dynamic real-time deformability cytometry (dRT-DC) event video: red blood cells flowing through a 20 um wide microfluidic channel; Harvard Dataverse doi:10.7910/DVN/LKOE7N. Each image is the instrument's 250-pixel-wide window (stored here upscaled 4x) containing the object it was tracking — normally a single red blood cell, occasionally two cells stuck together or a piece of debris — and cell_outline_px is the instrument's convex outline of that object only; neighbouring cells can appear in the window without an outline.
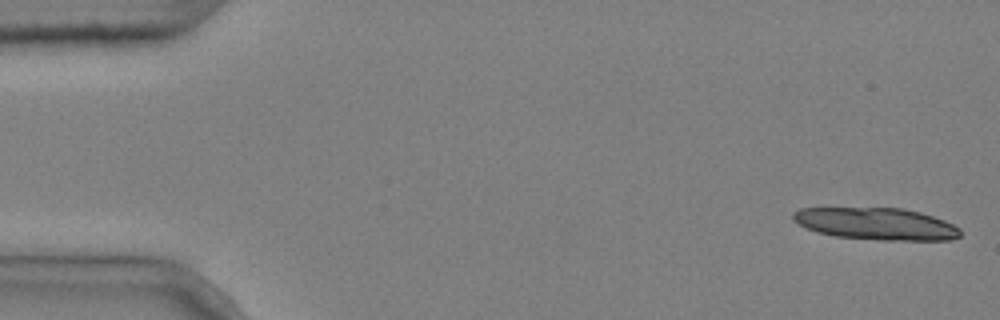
{"species": "common noctule bat (a hibernating species)", "species_latin": "Nyctalus noctula", "temperature_condition": "cold", "stored_images_in_passage": 4, "camera_frame_rate_fps": 3000, "um_per_image_px": 0.085, "animal": {"sex": "male", "body_mass_g": 20.4}, "frame": {"image": 1, "passage_image": 1, "time_ms": 0.0, "image_size_px": [1000, 320], "cell_outline_px": [[960, 236], [952, 240], [884, 240], [836, 236], [816, 232], [792, 220], [792, 212], [800, 208], [904, 208], [920, 212], [944, 220], [960, 228]], "centroid_in_image_um": [74.48, 19.02], "position_along_channel_um": 10.5, "area_um2": 31.15}}